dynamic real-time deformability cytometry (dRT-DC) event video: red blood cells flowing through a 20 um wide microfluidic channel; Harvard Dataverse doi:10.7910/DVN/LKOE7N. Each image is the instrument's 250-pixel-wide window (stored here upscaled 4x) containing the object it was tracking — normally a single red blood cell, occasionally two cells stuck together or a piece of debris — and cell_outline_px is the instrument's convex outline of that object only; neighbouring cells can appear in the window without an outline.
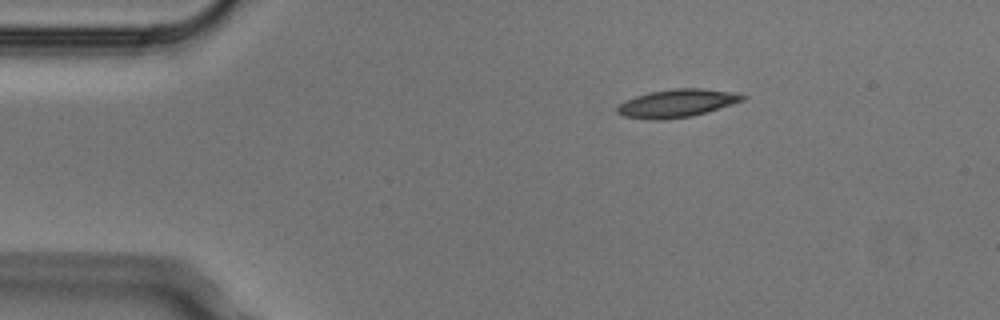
{"species": "Egyptian fruit bat (a non-hibernating species)", "species_latin": "Rousettus aegyptiacus", "temperature_condition": "cold", "stored_images_in_passage": 6, "camera_frame_rate_fps": 3000, "um_per_image_px": 0.085, "animal": {"sex": "male"}, "frame": {"image": 1, "passage_image": 3, "time_ms": 0.667, "image_size_px": [1000, 320], "cell_outline_px": [[748, 96], [744, 100], [708, 112], [692, 116], [664, 120], [652, 120], [624, 116], [616, 112], [616, 108], [620, 104], [636, 96], [648, 92], [672, 88], [700, 88], [732, 92]], "centroid_in_image_um": [57.55, 8.78], "position_along_channel_um": 27.5, "area_um2": 20.46}}
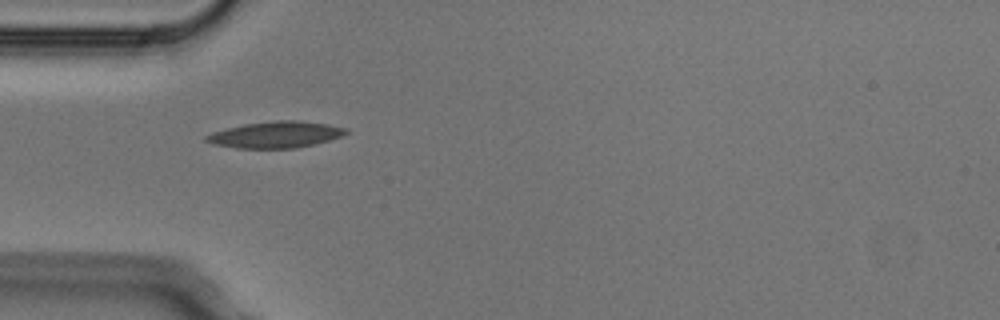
{"frame": {"image": 2, "passage_image": 5, "time_ms": 1.333, "image_size_px": [1000, 320], "cell_outline_px": [[348, 132], [344, 136], [296, 148], [236, 148], [212, 144], [204, 140], [204, 136], [212, 132], [244, 124], [276, 120], [300, 120], [328, 124], [348, 128]], "centroid_in_image_um": [23.43, 11.44], "position_along_channel_um": 61.6, "area_um2": 21.56}}
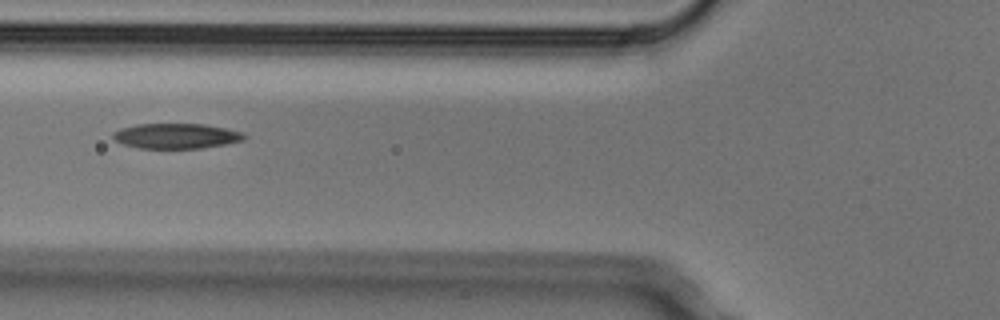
{"frame": {"image": 3, "passage_image": 6, "time_ms": 1.667, "image_size_px": [1000, 320], "cell_outline_px": [[248, 136], [244, 140], [228, 144], [200, 148], [140, 148], [124, 144], [116, 140], [112, 136], [112, 132], [120, 128], [136, 124], [204, 124], [228, 128], [244, 132]], "centroid_in_image_um": [15.04, 11.55], "position_along_channel_um": 110.8, "area_um2": 19.42}}